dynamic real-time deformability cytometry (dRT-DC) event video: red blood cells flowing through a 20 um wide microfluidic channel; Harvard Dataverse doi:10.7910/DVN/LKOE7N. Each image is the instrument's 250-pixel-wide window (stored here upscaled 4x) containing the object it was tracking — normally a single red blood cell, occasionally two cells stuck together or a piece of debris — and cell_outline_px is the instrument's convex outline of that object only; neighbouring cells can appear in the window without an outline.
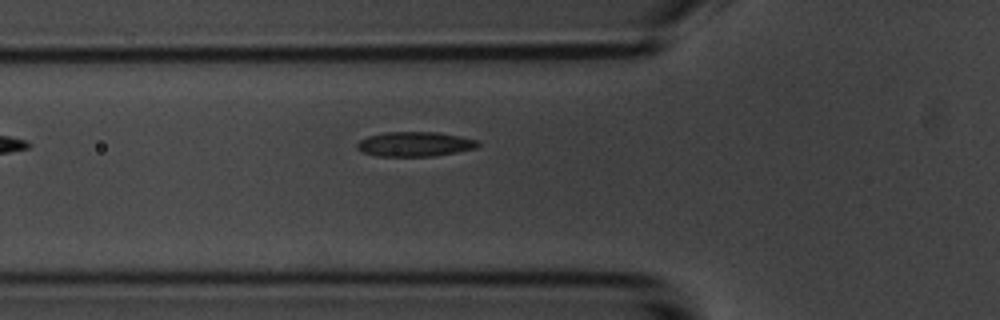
{"species": "common noctule bat (a hibernating species)", "species_latin": "Nyctalus noctula", "temperature_condition": "room temperature", "stored_images_in_passage": 4, "camera_frame_rate_fps": 3000, "um_per_image_px": 0.085, "animal": {"sex": "male", "body_mass_g": 20.1, "forearm_length_mm": 53.5}, "frame": {"image": 1, "passage_image": 4, "time_ms": 3.333, "image_size_px": [1000, 320], "cell_outline_px": [[480, 144], [476, 148], [436, 156], [376, 156], [360, 152], [356, 148], [356, 144], [360, 140], [368, 136], [384, 132], [436, 132], [460, 136], [476, 140]], "centroid_in_image_um": [35.22, 12.25], "position_along_channel_um": 90.6, "area_um2": 17.46}}